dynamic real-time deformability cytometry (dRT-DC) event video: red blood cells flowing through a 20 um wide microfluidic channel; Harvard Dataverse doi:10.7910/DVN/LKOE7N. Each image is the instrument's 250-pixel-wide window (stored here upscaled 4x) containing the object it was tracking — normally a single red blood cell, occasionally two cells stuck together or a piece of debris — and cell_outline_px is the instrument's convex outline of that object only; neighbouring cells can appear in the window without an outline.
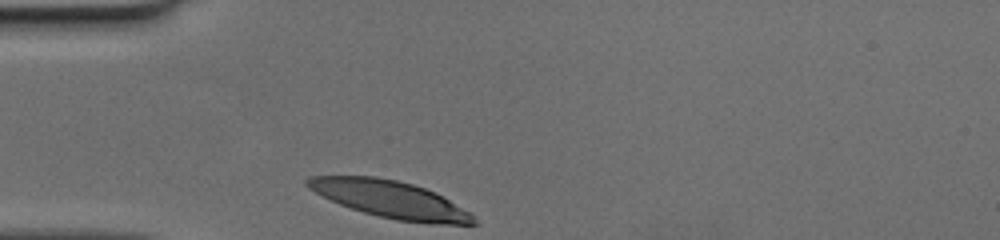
{"species": "human", "species_latin": "Homo sapiens", "temperature_condition": "cold", "stored_images_in_passage": 25, "camera_frame_rate_fps": 3000, "um_per_image_px": 0.085, "donor": {"sex": "female"}, "frame": {"image": 1, "passage_image": 1, "time_ms": 0.0, "image_size_px": [1000, 240], "cell_outline_px": [[476, 224], [436, 224], [396, 220], [364, 212], [340, 204], [308, 188], [304, 184], [304, 180], [308, 176], [376, 176], [396, 180], [412, 184], [436, 192], [476, 216]], "centroid_in_image_um": [33.18, 16.93], "position_along_channel_um": 51.8, "area_um2": 35.66}}
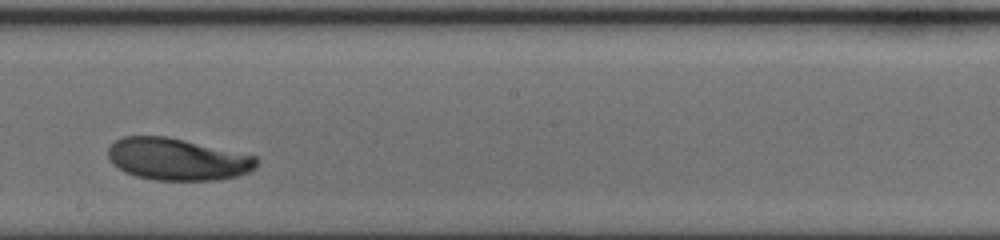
{"frame": {"image": 2, "passage_image": 15, "time_ms": 4.667, "image_size_px": [1000, 240], "cell_outline_px": [[260, 160], [256, 168], [248, 172], [236, 176], [216, 180], [152, 180], [136, 176], [124, 172], [112, 164], [108, 156], [108, 148], [116, 140], [124, 136], [164, 136], [184, 140], [256, 156]], "centroid_in_image_um": [15.07, 13.54], "position_along_channel_um": 233.1, "area_um2": 36.36}}
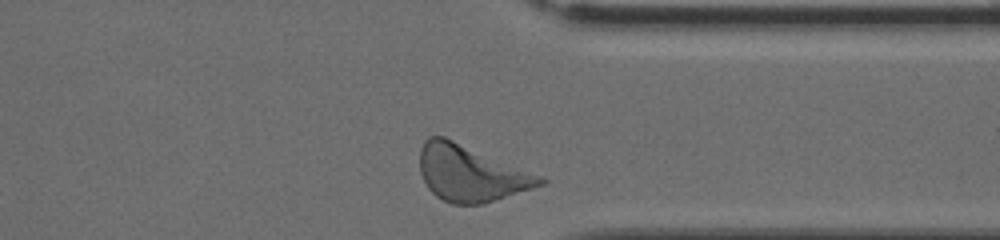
{"frame": {"image": 3, "passage_image": 25, "time_ms": 8.0, "image_size_px": [1000, 240], "cell_outline_px": [[548, 180], [544, 184], [484, 204], [452, 204], [436, 196], [428, 188], [420, 172], [420, 148], [424, 140], [428, 136], [444, 136], [544, 176]], "centroid_in_image_um": [40.03, 14.72], "position_along_channel_um": 371.4, "area_um2": 39.42}}